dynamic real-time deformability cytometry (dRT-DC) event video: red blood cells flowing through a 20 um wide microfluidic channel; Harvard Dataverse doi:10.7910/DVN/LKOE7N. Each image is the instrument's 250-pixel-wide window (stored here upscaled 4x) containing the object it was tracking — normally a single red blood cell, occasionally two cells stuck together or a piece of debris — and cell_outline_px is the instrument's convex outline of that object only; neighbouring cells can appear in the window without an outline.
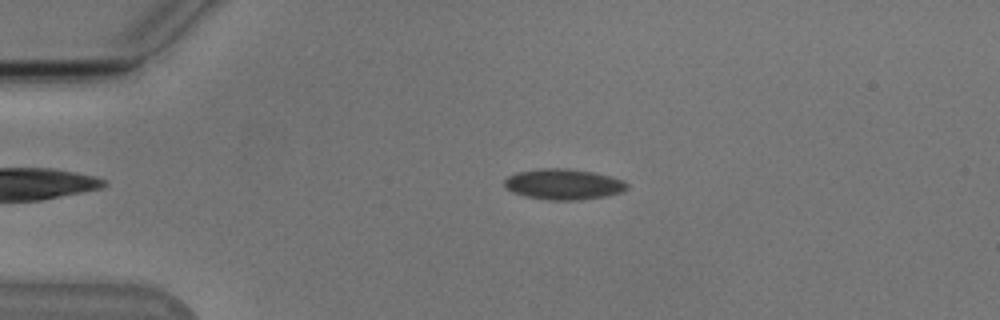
{"species": "Egyptian fruit bat (a non-hibernating species)", "species_latin": "Rousettus aegyptiacus", "temperature_condition": "cold", "stored_images_in_passage": 49, "camera_frame_rate_fps": 3000, "um_per_image_px": 0.085, "animal": {"sex": "male"}, "frame": {"image": 1, "passage_image": 7, "time_ms": 2.0, "image_size_px": [1000, 320], "cell_outline_px": [[628, 188], [620, 192], [604, 196], [580, 200], [548, 200], [528, 196], [512, 192], [504, 184], [504, 180], [508, 176], [516, 172], [540, 168], [568, 168], [592, 172], [612, 176], [624, 180], [628, 184]], "centroid_in_image_um": [47.91, 15.65], "position_along_channel_um": 37.1, "area_um2": 21.91}}
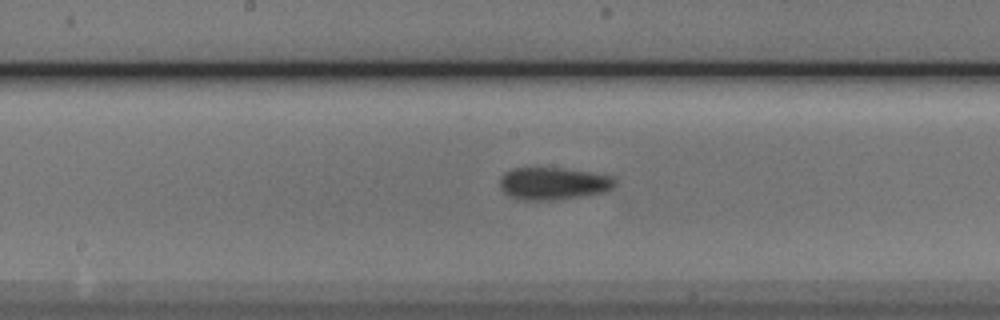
{"frame": {"image": 2, "passage_image": 23, "time_ms": 7.333, "image_size_px": [1000, 320], "cell_outline_px": [[616, 184], [612, 188], [604, 192], [580, 196], [552, 200], [516, 200], [504, 192], [500, 188], [500, 176], [504, 172], [512, 168], [564, 168], [592, 172], [616, 176]], "centroid_in_image_um": [47.03, 15.59], "position_along_channel_um": 201.2, "area_um2": 22.02}}
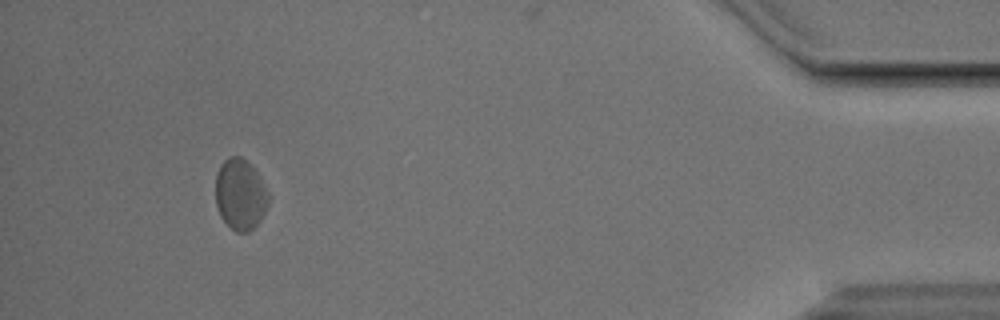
{"frame": {"image": 3, "passage_image": 45, "time_ms": 14.667, "image_size_px": [1000, 320], "cell_outline_px": [[268, 204], [260, 220], [248, 232], [236, 232], [220, 216], [216, 204], [216, 172], [220, 164], [228, 156], [240, 156], [256, 172], [268, 192]], "centroid_in_image_um": [20.39, 16.52], "position_along_channel_um": 414.8, "area_um2": 21.56}, "authors_computed_cell_mechanics": {"area_um2": 21.8484, "velocity_mm_per_s": 3.8016, "shape_relaxation_time_tau1_ms": null, "shape_relaxation_time_tau2_ms": 3.0526, "deformation_change_tau1": null, "deformation_change_tau2": 0.078}}